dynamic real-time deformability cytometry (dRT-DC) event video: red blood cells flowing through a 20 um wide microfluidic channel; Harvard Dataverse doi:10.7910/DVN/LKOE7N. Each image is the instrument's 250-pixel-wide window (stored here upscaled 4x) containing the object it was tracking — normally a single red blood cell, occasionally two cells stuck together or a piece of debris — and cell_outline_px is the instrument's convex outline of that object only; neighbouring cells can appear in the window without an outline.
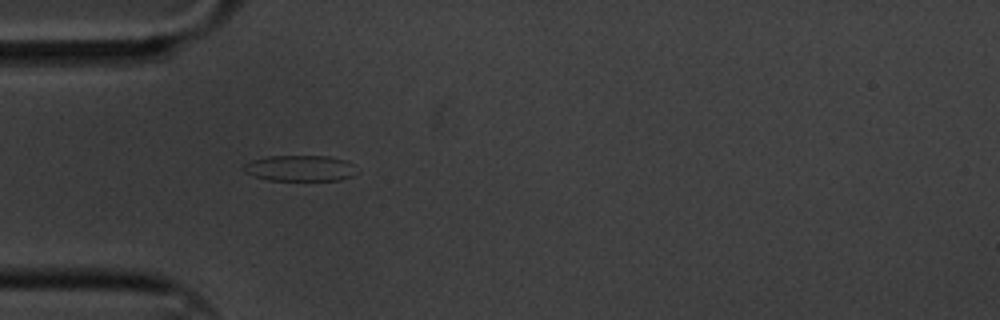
{"species": "common noctule bat (a hibernating species)", "species_latin": "Nyctalus noctula", "temperature_condition": "cold", "stored_images_in_passage": 2, "camera_frame_rate_fps": 3000, "um_per_image_px": 0.085, "animal": {"sex": "male", "body_mass_g": 20.1, "forearm_length_mm": 53.5}, "frame": {"image": 1, "passage_image": 1, "time_ms": 0.0, "image_size_px": [1000, 320], "cell_outline_px": [[352, 176], [340, 180], [268, 180], [244, 172], [244, 164], [252, 160], [268, 156], [328, 156], [348, 160], [352, 164]], "centroid_in_image_um": [25.47, 14.29], "position_along_channel_um": 59.5, "area_um2": 16.82}}
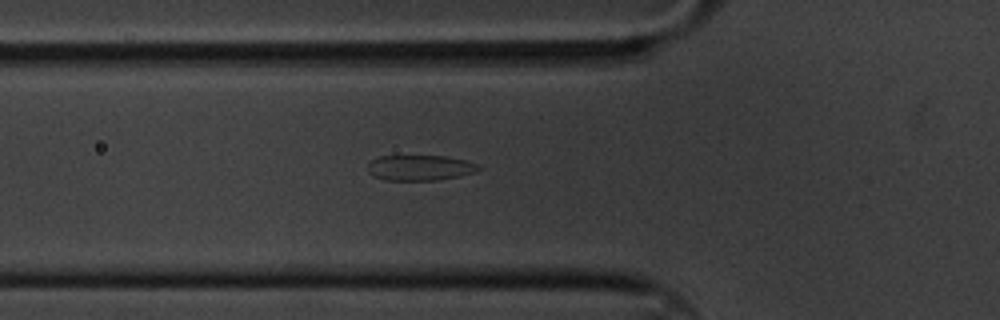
{"frame": {"image": 2, "passage_image": 2, "time_ms": 0.333, "image_size_px": [1000, 320], "cell_outline_px": [[484, 168], [476, 172], [460, 176], [436, 180], [384, 180], [372, 176], [368, 172], [368, 164], [372, 160], [380, 156], [444, 156], [468, 160]], "centroid_in_image_um": [35.72, 14.26], "position_along_channel_um": 90.1, "area_um2": 16.59}}